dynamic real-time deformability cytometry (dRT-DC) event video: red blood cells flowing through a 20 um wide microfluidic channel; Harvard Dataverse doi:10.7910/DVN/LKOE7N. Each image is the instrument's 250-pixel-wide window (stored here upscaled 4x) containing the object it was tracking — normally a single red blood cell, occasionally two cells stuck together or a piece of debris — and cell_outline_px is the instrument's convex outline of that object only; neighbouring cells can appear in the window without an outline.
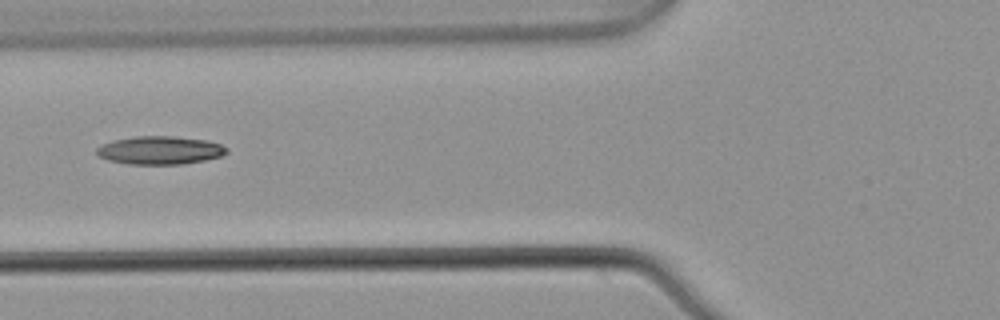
{"species": "common noctule bat (a hibernating species)", "species_latin": "Nyctalus noctula", "temperature_condition": "warm", "stored_images_in_passage": 7, "camera_frame_rate_fps": 3000, "um_per_image_px": 0.085, "animal": {"sex": "male", "body_mass_g": 21.5, "forearm_length_mm": 52.0}, "frame": {"image": 1, "passage_image": 7, "time_ms": 2.0, "image_size_px": [1000, 320], "cell_outline_px": [[228, 152], [220, 156], [204, 160], [184, 164], [128, 164], [108, 160], [100, 156], [96, 152], [96, 148], [104, 144], [116, 140], [136, 136], [172, 136], [208, 140], [220, 144], [228, 148]], "centroid_in_image_um": [13.63, 12.77], "position_along_channel_um": 112.2, "area_um2": 21.21}}